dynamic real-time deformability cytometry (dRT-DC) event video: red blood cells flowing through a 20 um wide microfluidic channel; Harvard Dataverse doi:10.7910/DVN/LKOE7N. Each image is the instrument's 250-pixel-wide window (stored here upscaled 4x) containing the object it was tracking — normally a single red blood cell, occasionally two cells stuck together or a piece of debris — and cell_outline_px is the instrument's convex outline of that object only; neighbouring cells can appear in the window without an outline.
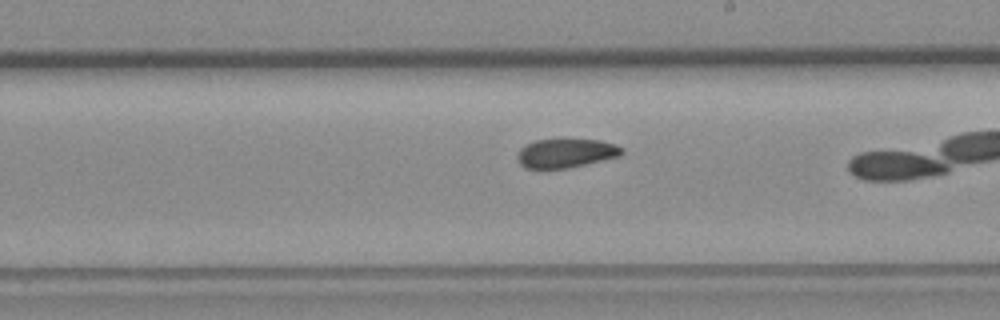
{"species": "common noctule bat (a hibernating species)", "species_latin": "Nyctalus noctula", "temperature_condition": "room temperature", "stored_images_in_passage": 21, "camera_frame_rate_fps": 3000, "um_per_image_px": 0.085, "animal": {"sex": "female", "body_mass_g": 19.3, "forearm_length_mm": 54.1}, "frame": {"image": 1, "passage_image": 10, "time_ms": 3.0, "image_size_px": [1000, 320], "cell_outline_px": [[624, 152], [620, 156], [568, 168], [524, 168], [520, 164], [516, 156], [520, 148], [536, 140], [564, 136], [600, 140], [616, 144], [624, 148]], "centroid_in_image_um": [48.12, 12.96], "position_along_channel_um": 240.9, "area_um2": 18.44}}